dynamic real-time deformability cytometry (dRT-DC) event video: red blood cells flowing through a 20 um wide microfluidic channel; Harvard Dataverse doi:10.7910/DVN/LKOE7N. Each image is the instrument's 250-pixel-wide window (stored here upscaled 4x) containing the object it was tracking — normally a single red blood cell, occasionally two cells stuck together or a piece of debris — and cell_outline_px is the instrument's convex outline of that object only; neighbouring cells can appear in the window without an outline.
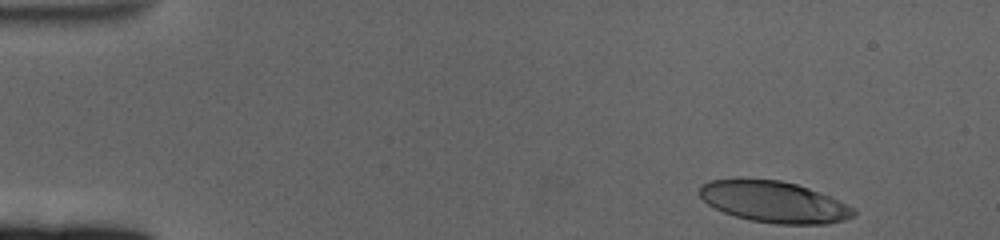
{"species": "human", "species_latin": "Homo sapiens", "temperature_condition": "cold", "stored_images_in_passage": 55, "camera_frame_rate_fps": 3000, "um_per_image_px": 0.085, "donor": {"sex": "female"}, "frame": {"image": 1, "passage_image": 1, "time_ms": 0.0, "image_size_px": [1000, 240], "cell_outline_px": [[856, 216], [844, 220], [828, 224], [776, 224], [752, 220], [736, 216], [724, 212], [708, 204], [700, 196], [700, 184], [708, 180], [780, 180], [796, 184], [808, 188], [828, 196], [856, 208]], "centroid_in_image_um": [65.83, 17.18], "position_along_channel_um": 19.2, "area_um2": 36.65}}
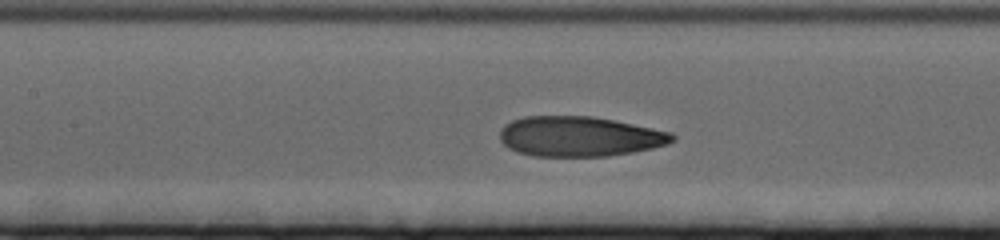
{"frame": {"image": 2, "passage_image": 23, "time_ms": 7.333, "image_size_px": [1000, 240], "cell_outline_px": [[676, 140], [668, 144], [652, 148], [632, 152], [608, 156], [532, 156], [516, 152], [508, 148], [500, 140], [500, 132], [504, 124], [512, 120], [524, 116], [592, 116], [672, 132], [676, 136]], "centroid_in_image_um": [49.24, 11.6], "position_along_channel_um": 158.2, "area_um2": 40.4}}
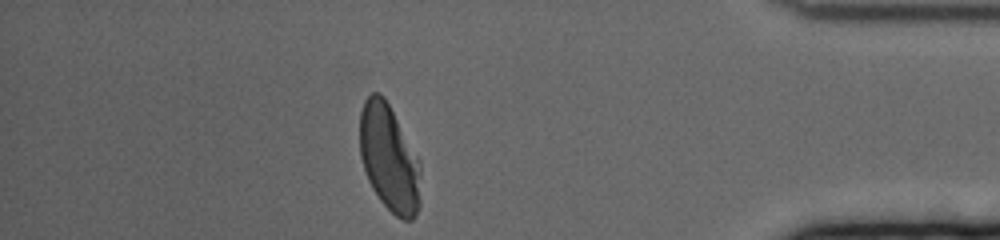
{"frame": {"image": 3, "passage_image": 48, "time_ms": 15.667, "image_size_px": [1000, 240], "cell_outline_px": [[420, 204], [416, 216], [412, 220], [404, 220], [396, 216], [380, 200], [372, 188], [368, 180], [360, 156], [360, 112], [364, 100], [372, 92], [380, 92], [384, 96], [420, 160]], "centroid_in_image_um": [33.09, 13.45], "position_along_channel_um": 402.1, "area_um2": 38.03}, "authors_computed_cell_mechanics": {"area_um2": 40.0554, "velocity_mm_per_s": 3.3534, "shape_relaxation_time_tau1_ms": 5.6854, "shape_relaxation_time_tau2_ms": 1.4046, "deformation_change_tau1": 0.2228, "deformation_change_tau2": 0.0752}}